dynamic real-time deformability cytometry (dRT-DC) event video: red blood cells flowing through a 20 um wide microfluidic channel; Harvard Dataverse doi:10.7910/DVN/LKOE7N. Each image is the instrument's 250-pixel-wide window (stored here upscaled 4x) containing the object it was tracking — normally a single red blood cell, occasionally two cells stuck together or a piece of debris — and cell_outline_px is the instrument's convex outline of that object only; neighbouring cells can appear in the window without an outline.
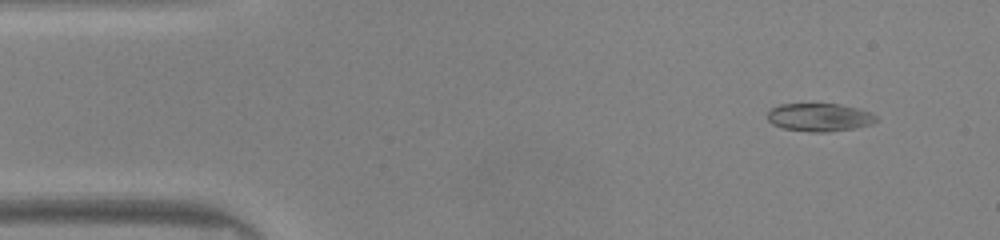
{"species": "common noctule bat (a hibernating species)", "species_latin": "Nyctalus noctula", "temperature_condition": "warm", "stored_images_in_passage": 48, "camera_frame_rate_fps": 3000, "um_per_image_px": 0.085, "animal": {"sex": "male", "body_mass_g": 20.0, "forearm_length_mm": 53.3}, "frame": {"image": 1, "passage_image": 4, "time_ms": 1.0, "image_size_px": [1000, 240], "cell_outline_px": [[876, 120], [872, 124], [852, 128], [824, 132], [812, 132], [784, 128], [772, 124], [768, 120], [768, 112], [772, 108], [780, 104], [836, 104], [856, 108], [872, 112], [876, 116]], "centroid_in_image_um": [69.64, 9.97], "position_along_channel_um": 15.4, "area_um2": 17.51}}
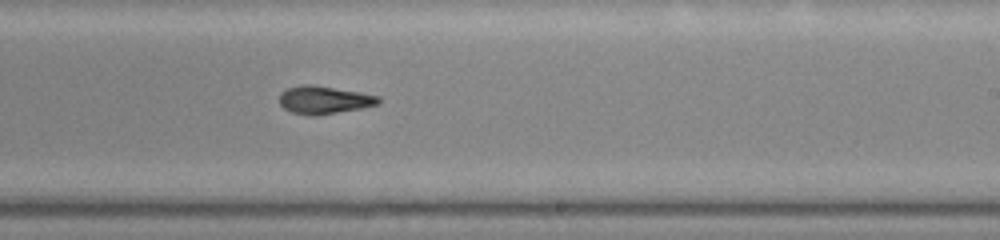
{"frame": {"image": 2, "passage_image": 28, "time_ms": 9.0, "image_size_px": [1000, 240], "cell_outline_px": [[380, 104], [360, 108], [312, 116], [308, 116], [292, 112], [284, 108], [280, 104], [280, 92], [288, 88], [304, 84], [312, 84], [360, 92], [380, 96]], "centroid_in_image_um": [27.54, 8.48], "position_along_channel_um": 261.5, "area_um2": 16.01}}
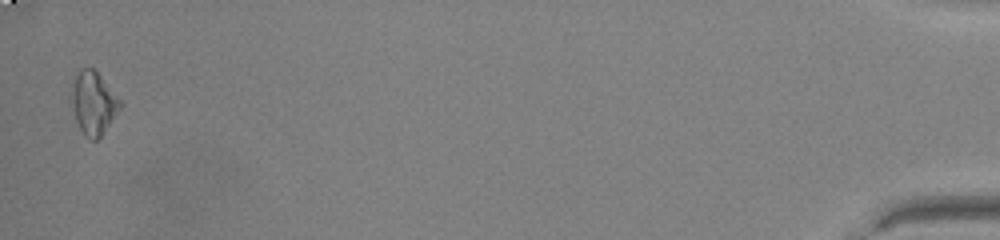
{"frame": {"image": 3, "passage_image": 47, "time_ms": 15.333, "image_size_px": [1000, 240], "cell_outline_px": [[124, 104], [100, 136], [96, 140], [92, 140], [84, 136], [76, 120], [72, 104], [72, 88], [76, 76], [84, 68], [92, 68], [100, 76]], "centroid_in_image_um": [7.96, 8.79], "position_along_channel_um": 427.2, "area_um2": 17.22}, "authors_computed_cell_mechanics": {"area_um2": 16.3285, "velocity_mm_per_s": 4.1823, "shape_relaxation_time_tau1_ms": 8.7775, "shape_relaxation_time_tau2_ms": 5.4869, "deformation_change_tau1": 0.3063, "deformation_change_tau2": 0.1455}}